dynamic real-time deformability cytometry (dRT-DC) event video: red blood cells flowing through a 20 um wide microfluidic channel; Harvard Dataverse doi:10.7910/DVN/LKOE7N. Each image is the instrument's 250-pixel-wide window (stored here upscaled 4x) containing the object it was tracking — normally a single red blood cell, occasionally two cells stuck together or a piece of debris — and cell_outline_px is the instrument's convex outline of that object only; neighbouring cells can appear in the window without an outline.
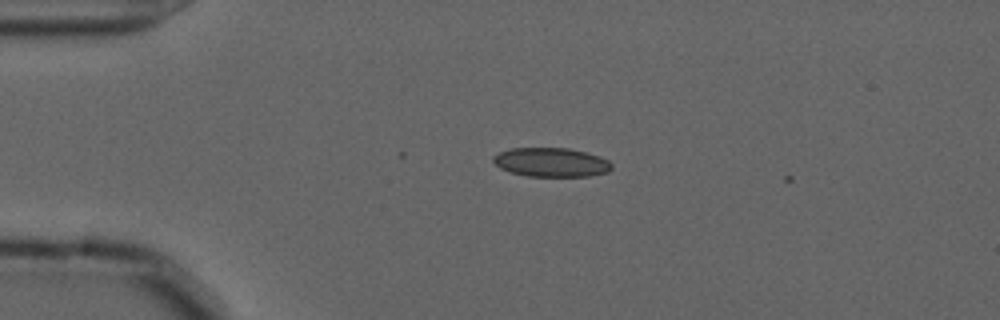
{"species": "common noctule bat (a hibernating species)", "species_latin": "Nyctalus noctula", "temperature_condition": "cold", "stored_images_in_passage": 2, "camera_frame_rate_fps": 3000, "um_per_image_px": 0.085, "animal": {"sex": "male", "forearm_length_mm": 52.5}, "frame": {"image": 1, "passage_image": 1, "time_ms": 0.0, "image_size_px": [1000, 320], "cell_outline_px": [[612, 168], [608, 172], [588, 176], [528, 176], [512, 172], [500, 168], [492, 160], [492, 156], [500, 152], [512, 148], [568, 148], [600, 156], [608, 160], [612, 164]], "centroid_in_image_um": [46.86, 13.79], "position_along_channel_um": 38.1, "area_um2": 19.94}}